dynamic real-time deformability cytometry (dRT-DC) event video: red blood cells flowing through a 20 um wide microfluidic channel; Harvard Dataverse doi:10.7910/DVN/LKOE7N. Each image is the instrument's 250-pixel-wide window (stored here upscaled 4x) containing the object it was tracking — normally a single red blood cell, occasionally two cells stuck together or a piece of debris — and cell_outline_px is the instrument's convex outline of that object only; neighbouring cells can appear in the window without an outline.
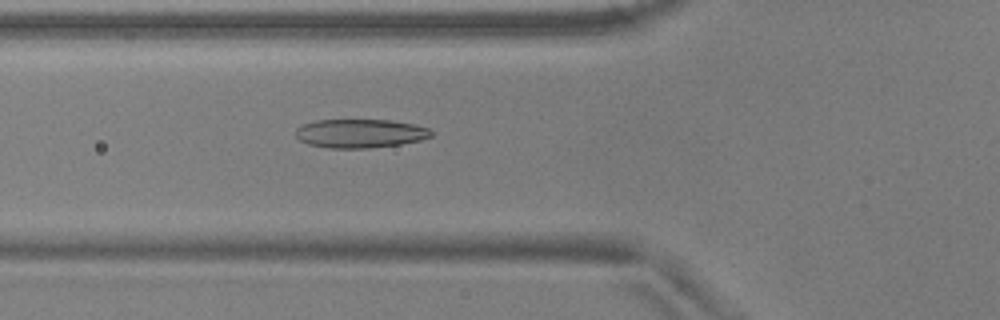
{"species": "common noctule bat (a hibernating species)", "species_latin": "Nyctalus noctula", "temperature_condition": "warm", "stored_images_in_passage": 52, "camera_frame_rate_fps": 3000, "um_per_image_px": 0.085, "animal": {"sex": "male", "body_mass_g": 17.9, "forearm_length_mm": 54.2}, "frame": {"image": 1, "passage_image": 20, "time_ms": 6.333, "image_size_px": [1000, 320], "cell_outline_px": [[432, 136], [420, 140], [400, 144], [368, 148], [328, 148], [308, 144], [300, 140], [296, 136], [296, 128], [304, 124], [316, 120], [388, 120], [416, 124], [428, 128], [432, 132]], "centroid_in_image_um": [30.61, 11.34], "position_along_channel_um": 95.2, "area_um2": 22.66}}
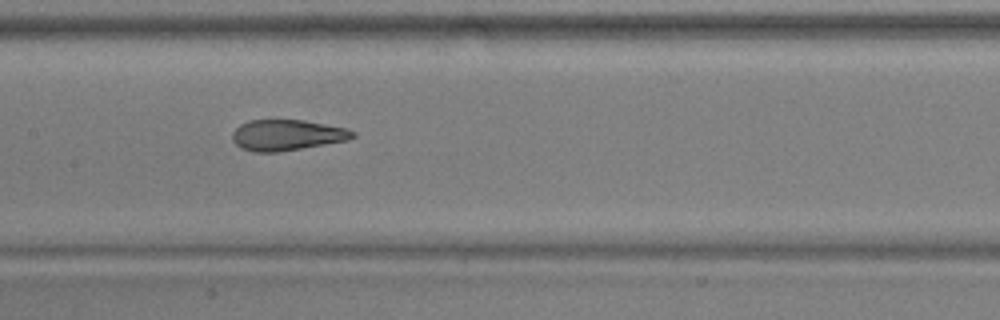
{"frame": {"image": 2, "passage_image": 27, "time_ms": 8.667, "image_size_px": [1000, 320], "cell_outline_px": [[356, 136], [348, 140], [280, 152], [252, 152], [240, 148], [232, 140], [232, 132], [240, 124], [248, 120], [304, 120], [348, 128], [356, 132]], "centroid_in_image_um": [24.39, 11.48], "position_along_channel_um": 183.0, "area_um2": 21.85}}
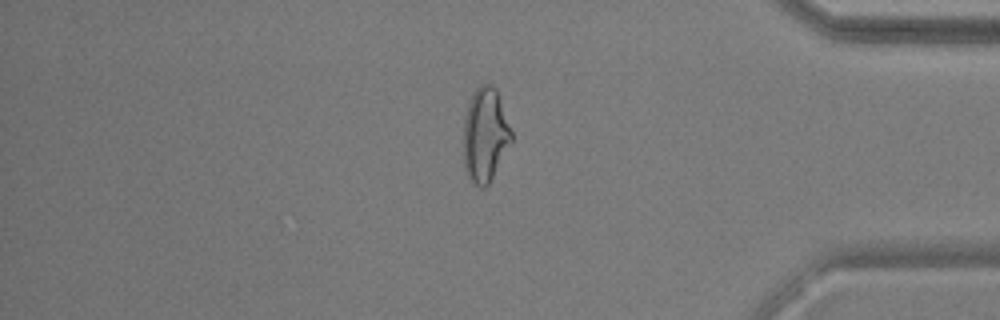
{"frame": {"image": 3, "passage_image": 46, "time_ms": 15.0, "image_size_px": [1000, 320], "cell_outline_px": [[512, 140], [488, 184], [484, 188], [480, 188], [468, 176], [464, 168], [464, 116], [472, 92], [480, 84], [492, 84], [496, 88], [512, 132]], "centroid_in_image_um": [41.22, 11.43], "position_along_channel_um": 394.0, "area_um2": 26.07}, "authors_computed_cell_mechanics": {"area_um2": 23.1778, "velocity_mm_per_s": 3.7307, "shape_relaxation_time_tau1_ms": null, "shape_relaxation_time_tau2_ms": 1.3958, "deformation_change_tau1": null, "deformation_change_tau2": 0.08}}